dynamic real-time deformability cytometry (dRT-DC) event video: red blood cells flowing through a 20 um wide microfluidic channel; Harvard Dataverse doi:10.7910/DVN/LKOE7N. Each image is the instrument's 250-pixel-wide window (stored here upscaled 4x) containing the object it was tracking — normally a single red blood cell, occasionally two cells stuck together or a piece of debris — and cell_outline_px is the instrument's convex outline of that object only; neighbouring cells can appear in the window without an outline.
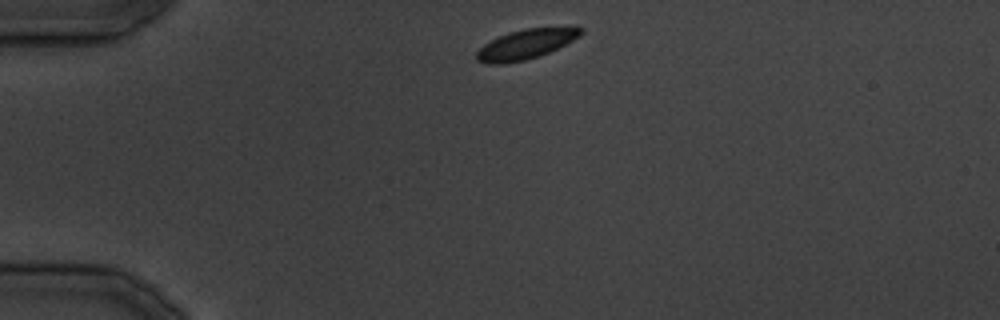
{"species": "common noctule bat (a hibernating species)", "species_latin": "Nyctalus noctula", "temperature_condition": "cold", "stored_images_in_passage": 24, "camera_frame_rate_fps": 3000, "um_per_image_px": 0.085, "animal": {"sex": "male", "body_mass_g": 19.5, "forearm_length_mm": 54.6}, "frame": {"image": 1, "passage_image": 1, "time_ms": 0.0, "image_size_px": [1000, 320], "cell_outline_px": [[584, 32], [580, 36], [540, 56], [524, 60], [504, 64], [484, 64], [476, 60], [476, 52], [484, 44], [508, 32], [528, 28], [584, 28]], "centroid_in_image_um": [44.63, 3.78], "position_along_channel_um": 40.4, "area_um2": 17.74}}
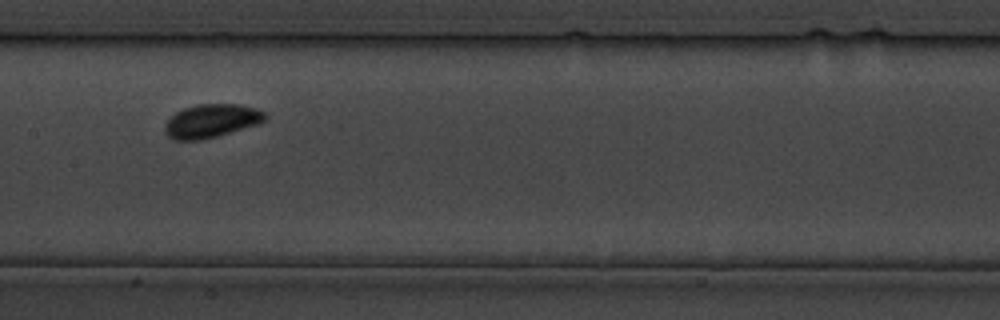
{"frame": {"image": 2, "passage_image": 11, "time_ms": 12.333, "image_size_px": [1000, 320], "cell_outline_px": [[268, 116], [264, 120], [256, 124], [216, 136], [200, 140], [172, 140], [164, 132], [164, 124], [176, 112], [184, 108], [196, 104], [236, 104], [256, 108], [264, 112]], "centroid_in_image_um": [17.92, 10.27], "position_along_channel_um": 189.5, "area_um2": 19.36}}
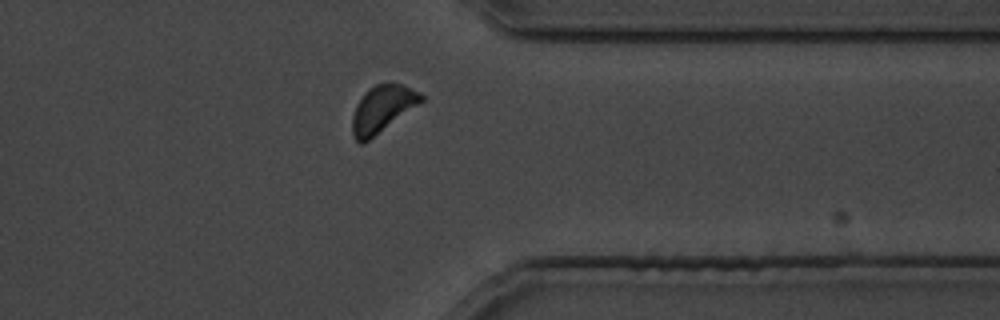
{"frame": {"image": 3, "passage_image": 21, "time_ms": 25.0, "image_size_px": [1000, 320], "cell_outline_px": [[424, 100], [364, 144], [360, 144], [352, 136], [352, 116], [356, 104], [364, 92], [368, 88], [376, 84], [404, 84], [420, 92], [424, 96]], "centroid_in_image_um": [32.47, 9.27], "position_along_channel_um": 378.9, "area_um2": 18.84}}